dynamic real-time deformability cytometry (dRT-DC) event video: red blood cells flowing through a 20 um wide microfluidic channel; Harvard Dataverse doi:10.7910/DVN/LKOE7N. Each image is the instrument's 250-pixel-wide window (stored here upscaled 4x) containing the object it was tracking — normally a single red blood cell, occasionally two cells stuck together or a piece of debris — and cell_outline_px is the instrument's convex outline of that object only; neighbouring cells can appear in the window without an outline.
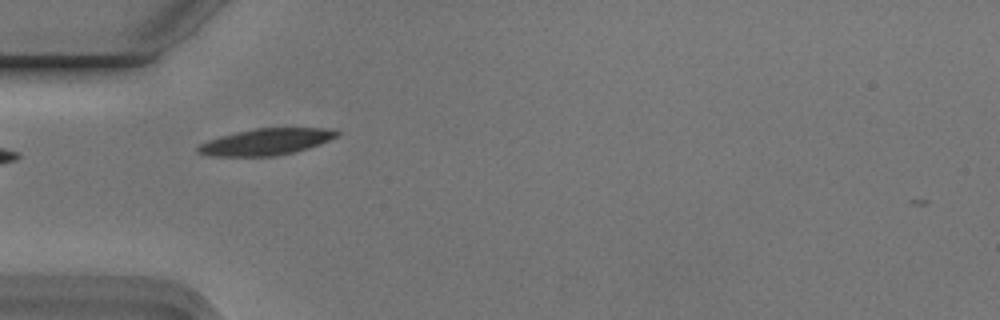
{"species": "Egyptian fruit bat (a non-hibernating species)", "species_latin": "Rousettus aegyptiacus", "temperature_condition": "cold", "stored_images_in_passage": 7, "camera_frame_rate_fps": 3000, "um_per_image_px": 0.085, "animal": {"sex": "male"}, "frame": {"image": 1, "passage_image": 5, "time_ms": 1.333, "image_size_px": [1000, 320], "cell_outline_px": [[340, 132], [336, 136], [320, 144], [308, 148], [292, 152], [272, 156], [208, 156], [196, 152], [196, 148], [200, 144], [208, 140], [220, 136], [236, 132], [256, 128], [324, 128]], "centroid_in_image_um": [22.55, 12.06], "position_along_channel_um": 62.4, "area_um2": 21.21}}
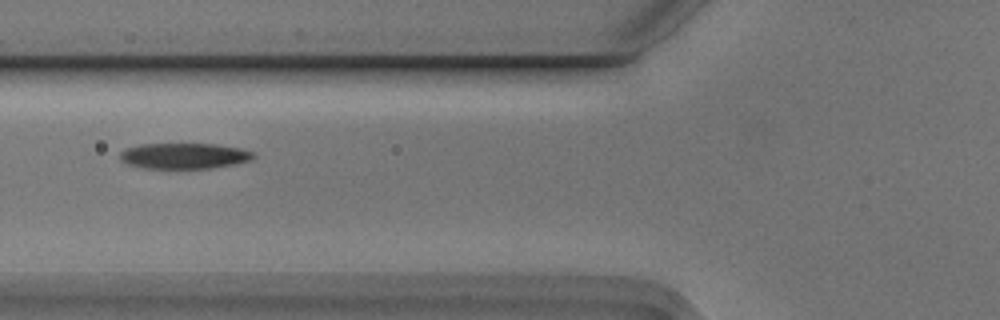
{"frame": {"image": 2, "passage_image": 6, "time_ms": 1.667, "image_size_px": [1000, 320], "cell_outline_px": [[256, 156], [252, 160], [212, 168], [144, 168], [128, 164], [120, 160], [120, 152], [124, 148], [140, 144], [216, 144], [240, 148], [256, 152]], "centroid_in_image_um": [15.66, 13.24], "position_along_channel_um": 110.1, "area_um2": 20.11}}
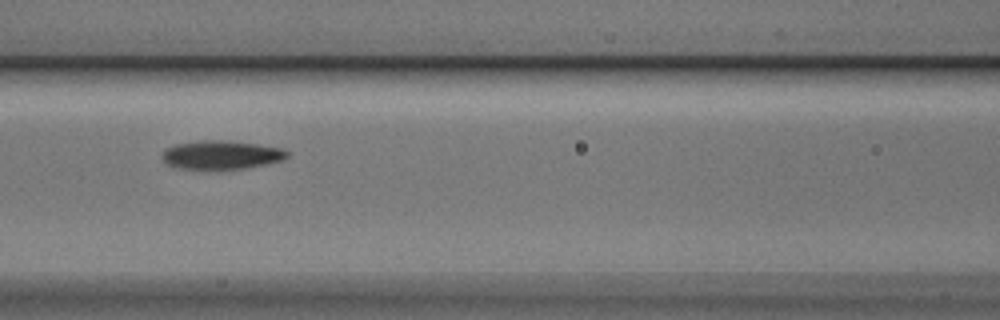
{"frame": {"image": 3, "passage_image": 7, "time_ms": 2.0, "image_size_px": [1000, 320], "cell_outline_px": [[288, 156], [284, 160], [248, 168], [180, 168], [168, 164], [160, 156], [164, 148], [176, 144], [200, 140], [228, 140], [256, 144], [280, 148], [288, 152]], "centroid_in_image_um": [18.8, 13.14], "position_along_channel_um": 147.8, "area_um2": 20.69}}